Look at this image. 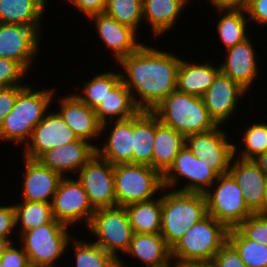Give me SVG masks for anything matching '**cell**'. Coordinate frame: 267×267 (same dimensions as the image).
<instances>
[{"label": "cell", "instance_id": "1", "mask_svg": "<svg viewBox=\"0 0 267 267\" xmlns=\"http://www.w3.org/2000/svg\"><path fill=\"white\" fill-rule=\"evenodd\" d=\"M180 61L171 52L143 44L118 62L126 73H120L121 81L141 111H152L176 90Z\"/></svg>", "mask_w": 267, "mask_h": 267}, {"label": "cell", "instance_id": "2", "mask_svg": "<svg viewBox=\"0 0 267 267\" xmlns=\"http://www.w3.org/2000/svg\"><path fill=\"white\" fill-rule=\"evenodd\" d=\"M49 90H34L26 85L17 95L14 106L0 126V140L15 143L29 142L33 129L48 113L55 95Z\"/></svg>", "mask_w": 267, "mask_h": 267}, {"label": "cell", "instance_id": "3", "mask_svg": "<svg viewBox=\"0 0 267 267\" xmlns=\"http://www.w3.org/2000/svg\"><path fill=\"white\" fill-rule=\"evenodd\" d=\"M152 112L161 123L172 127L184 137L208 132L218 126L210 117L202 97L178 90L164 98Z\"/></svg>", "mask_w": 267, "mask_h": 267}, {"label": "cell", "instance_id": "4", "mask_svg": "<svg viewBox=\"0 0 267 267\" xmlns=\"http://www.w3.org/2000/svg\"><path fill=\"white\" fill-rule=\"evenodd\" d=\"M164 193L160 234L172 249L193 224L207 216V202L202 193L181 192L175 189H168Z\"/></svg>", "mask_w": 267, "mask_h": 267}, {"label": "cell", "instance_id": "5", "mask_svg": "<svg viewBox=\"0 0 267 267\" xmlns=\"http://www.w3.org/2000/svg\"><path fill=\"white\" fill-rule=\"evenodd\" d=\"M117 206L152 200L157 192L165 190L163 175L145 164L123 163L113 165Z\"/></svg>", "mask_w": 267, "mask_h": 267}, {"label": "cell", "instance_id": "6", "mask_svg": "<svg viewBox=\"0 0 267 267\" xmlns=\"http://www.w3.org/2000/svg\"><path fill=\"white\" fill-rule=\"evenodd\" d=\"M229 229L210 215L193 224L171 249V258L211 262L228 241Z\"/></svg>", "mask_w": 267, "mask_h": 267}, {"label": "cell", "instance_id": "7", "mask_svg": "<svg viewBox=\"0 0 267 267\" xmlns=\"http://www.w3.org/2000/svg\"><path fill=\"white\" fill-rule=\"evenodd\" d=\"M31 267H56L72 238L68 226L49 222L20 234Z\"/></svg>", "mask_w": 267, "mask_h": 267}, {"label": "cell", "instance_id": "8", "mask_svg": "<svg viewBox=\"0 0 267 267\" xmlns=\"http://www.w3.org/2000/svg\"><path fill=\"white\" fill-rule=\"evenodd\" d=\"M87 229L97 238L93 242L117 261L121 258L118 252L122 254L128 250L134 234L127 211L122 206L96 209Z\"/></svg>", "mask_w": 267, "mask_h": 267}, {"label": "cell", "instance_id": "9", "mask_svg": "<svg viewBox=\"0 0 267 267\" xmlns=\"http://www.w3.org/2000/svg\"><path fill=\"white\" fill-rule=\"evenodd\" d=\"M213 185L214 187L211 186L204 193L207 202V215L231 229L236 228L246 218L254 214L247 207L241 189L229 172L218 176Z\"/></svg>", "mask_w": 267, "mask_h": 267}, {"label": "cell", "instance_id": "10", "mask_svg": "<svg viewBox=\"0 0 267 267\" xmlns=\"http://www.w3.org/2000/svg\"><path fill=\"white\" fill-rule=\"evenodd\" d=\"M218 174L200 158L196 157L190 149L184 145L178 152L173 164L163 174V186L165 191L167 189L173 190L177 188V182L187 178L189 180L185 185L180 186L176 191L192 192L204 194L213 186L218 178Z\"/></svg>", "mask_w": 267, "mask_h": 267}, {"label": "cell", "instance_id": "11", "mask_svg": "<svg viewBox=\"0 0 267 267\" xmlns=\"http://www.w3.org/2000/svg\"><path fill=\"white\" fill-rule=\"evenodd\" d=\"M67 176L60 180L53 196L51 202L53 217L68 227L84 221L87 228L95 209L77 178Z\"/></svg>", "mask_w": 267, "mask_h": 267}, {"label": "cell", "instance_id": "12", "mask_svg": "<svg viewBox=\"0 0 267 267\" xmlns=\"http://www.w3.org/2000/svg\"><path fill=\"white\" fill-rule=\"evenodd\" d=\"M227 135L218 125L211 131L186 136L185 145L220 176L229 172L237 154V146L230 143Z\"/></svg>", "mask_w": 267, "mask_h": 267}, {"label": "cell", "instance_id": "13", "mask_svg": "<svg viewBox=\"0 0 267 267\" xmlns=\"http://www.w3.org/2000/svg\"><path fill=\"white\" fill-rule=\"evenodd\" d=\"M78 181L96 210L117 206L113 165L97 153L78 171Z\"/></svg>", "mask_w": 267, "mask_h": 267}, {"label": "cell", "instance_id": "14", "mask_svg": "<svg viewBox=\"0 0 267 267\" xmlns=\"http://www.w3.org/2000/svg\"><path fill=\"white\" fill-rule=\"evenodd\" d=\"M39 34L34 27L0 22V57L18 62L29 72L38 56Z\"/></svg>", "mask_w": 267, "mask_h": 267}, {"label": "cell", "instance_id": "15", "mask_svg": "<svg viewBox=\"0 0 267 267\" xmlns=\"http://www.w3.org/2000/svg\"><path fill=\"white\" fill-rule=\"evenodd\" d=\"M76 140L79 138L60 114L51 110L33 129L29 142L24 146L26 149L23 154L27 158L38 159L44 152Z\"/></svg>", "mask_w": 267, "mask_h": 267}, {"label": "cell", "instance_id": "16", "mask_svg": "<svg viewBox=\"0 0 267 267\" xmlns=\"http://www.w3.org/2000/svg\"><path fill=\"white\" fill-rule=\"evenodd\" d=\"M246 93L239 83L219 71L202 98L210 117L221 126L234 115L239 98Z\"/></svg>", "mask_w": 267, "mask_h": 267}, {"label": "cell", "instance_id": "17", "mask_svg": "<svg viewBox=\"0 0 267 267\" xmlns=\"http://www.w3.org/2000/svg\"><path fill=\"white\" fill-rule=\"evenodd\" d=\"M23 159L25 174L22 182V200L51 203L63 177L44 166L38 159L25 156Z\"/></svg>", "mask_w": 267, "mask_h": 267}, {"label": "cell", "instance_id": "18", "mask_svg": "<svg viewBox=\"0 0 267 267\" xmlns=\"http://www.w3.org/2000/svg\"><path fill=\"white\" fill-rule=\"evenodd\" d=\"M90 142L79 139L67 145H60L44 152L38 160L49 169L67 177L66 173L78 171L95 155L96 147Z\"/></svg>", "mask_w": 267, "mask_h": 267}, {"label": "cell", "instance_id": "19", "mask_svg": "<svg viewBox=\"0 0 267 267\" xmlns=\"http://www.w3.org/2000/svg\"><path fill=\"white\" fill-rule=\"evenodd\" d=\"M88 19L94 21L100 40L111 49L116 62L137 51L143 45L136 41L138 34L136 30L117 22L105 13L90 16Z\"/></svg>", "mask_w": 267, "mask_h": 267}, {"label": "cell", "instance_id": "20", "mask_svg": "<svg viewBox=\"0 0 267 267\" xmlns=\"http://www.w3.org/2000/svg\"><path fill=\"white\" fill-rule=\"evenodd\" d=\"M58 113L79 139L92 143L101 135V123L93 109L83 103L75 94L60 98Z\"/></svg>", "mask_w": 267, "mask_h": 267}, {"label": "cell", "instance_id": "21", "mask_svg": "<svg viewBox=\"0 0 267 267\" xmlns=\"http://www.w3.org/2000/svg\"><path fill=\"white\" fill-rule=\"evenodd\" d=\"M251 38L225 50L227 52L224 62L220 64V71L239 83L244 89L252 87L259 73L257 53ZM256 78V79H255Z\"/></svg>", "mask_w": 267, "mask_h": 267}, {"label": "cell", "instance_id": "22", "mask_svg": "<svg viewBox=\"0 0 267 267\" xmlns=\"http://www.w3.org/2000/svg\"><path fill=\"white\" fill-rule=\"evenodd\" d=\"M229 173L236 180L247 207L256 213L263 201V194L267 184V175L253 160L233 158Z\"/></svg>", "mask_w": 267, "mask_h": 267}, {"label": "cell", "instance_id": "23", "mask_svg": "<svg viewBox=\"0 0 267 267\" xmlns=\"http://www.w3.org/2000/svg\"><path fill=\"white\" fill-rule=\"evenodd\" d=\"M112 123L114 126L106 136V142L102 143L103 147H96V153L112 165L132 163L133 117L104 123L101 125V131L104 132L107 125Z\"/></svg>", "mask_w": 267, "mask_h": 267}, {"label": "cell", "instance_id": "24", "mask_svg": "<svg viewBox=\"0 0 267 267\" xmlns=\"http://www.w3.org/2000/svg\"><path fill=\"white\" fill-rule=\"evenodd\" d=\"M126 255L139 259L145 267L171 264V248L159 234L134 233Z\"/></svg>", "mask_w": 267, "mask_h": 267}, {"label": "cell", "instance_id": "25", "mask_svg": "<svg viewBox=\"0 0 267 267\" xmlns=\"http://www.w3.org/2000/svg\"><path fill=\"white\" fill-rule=\"evenodd\" d=\"M211 63H192L181 59L176 90L202 97L220 71V66L214 67Z\"/></svg>", "mask_w": 267, "mask_h": 267}, {"label": "cell", "instance_id": "26", "mask_svg": "<svg viewBox=\"0 0 267 267\" xmlns=\"http://www.w3.org/2000/svg\"><path fill=\"white\" fill-rule=\"evenodd\" d=\"M184 145L185 137L172 127L161 123L156 116L152 168L163 175L173 164L175 157Z\"/></svg>", "mask_w": 267, "mask_h": 267}, {"label": "cell", "instance_id": "27", "mask_svg": "<svg viewBox=\"0 0 267 267\" xmlns=\"http://www.w3.org/2000/svg\"><path fill=\"white\" fill-rule=\"evenodd\" d=\"M189 0H142L143 20L150 23L153 34L162 36L173 29Z\"/></svg>", "mask_w": 267, "mask_h": 267}, {"label": "cell", "instance_id": "28", "mask_svg": "<svg viewBox=\"0 0 267 267\" xmlns=\"http://www.w3.org/2000/svg\"><path fill=\"white\" fill-rule=\"evenodd\" d=\"M101 124L109 121L125 120L138 114V108L132 94L120 81L94 110Z\"/></svg>", "mask_w": 267, "mask_h": 267}, {"label": "cell", "instance_id": "29", "mask_svg": "<svg viewBox=\"0 0 267 267\" xmlns=\"http://www.w3.org/2000/svg\"><path fill=\"white\" fill-rule=\"evenodd\" d=\"M155 130L156 115L152 111H140L133 116L132 163L152 167Z\"/></svg>", "mask_w": 267, "mask_h": 267}, {"label": "cell", "instance_id": "30", "mask_svg": "<svg viewBox=\"0 0 267 267\" xmlns=\"http://www.w3.org/2000/svg\"><path fill=\"white\" fill-rule=\"evenodd\" d=\"M47 0H0V22L34 27L38 32Z\"/></svg>", "mask_w": 267, "mask_h": 267}, {"label": "cell", "instance_id": "31", "mask_svg": "<svg viewBox=\"0 0 267 267\" xmlns=\"http://www.w3.org/2000/svg\"><path fill=\"white\" fill-rule=\"evenodd\" d=\"M134 233L159 234L161 232L162 195L159 199L137 202L125 206Z\"/></svg>", "mask_w": 267, "mask_h": 267}, {"label": "cell", "instance_id": "32", "mask_svg": "<svg viewBox=\"0 0 267 267\" xmlns=\"http://www.w3.org/2000/svg\"><path fill=\"white\" fill-rule=\"evenodd\" d=\"M221 12L225 13L221 15L216 29L226 50L250 38L247 36L246 28L249 20L245 10H221Z\"/></svg>", "mask_w": 267, "mask_h": 267}, {"label": "cell", "instance_id": "33", "mask_svg": "<svg viewBox=\"0 0 267 267\" xmlns=\"http://www.w3.org/2000/svg\"><path fill=\"white\" fill-rule=\"evenodd\" d=\"M14 208L16 226L22 224L19 235L42 224L59 222L53 217L51 203L22 200V203L14 204Z\"/></svg>", "mask_w": 267, "mask_h": 267}, {"label": "cell", "instance_id": "34", "mask_svg": "<svg viewBox=\"0 0 267 267\" xmlns=\"http://www.w3.org/2000/svg\"><path fill=\"white\" fill-rule=\"evenodd\" d=\"M121 81V74L118 72L99 73L90 81H85L82 94L74 93L83 103L95 110L107 94Z\"/></svg>", "mask_w": 267, "mask_h": 267}, {"label": "cell", "instance_id": "35", "mask_svg": "<svg viewBox=\"0 0 267 267\" xmlns=\"http://www.w3.org/2000/svg\"><path fill=\"white\" fill-rule=\"evenodd\" d=\"M71 243L74 244L72 246L76 257L74 267H118V261L95 242H84L72 237L69 245Z\"/></svg>", "mask_w": 267, "mask_h": 267}, {"label": "cell", "instance_id": "36", "mask_svg": "<svg viewBox=\"0 0 267 267\" xmlns=\"http://www.w3.org/2000/svg\"><path fill=\"white\" fill-rule=\"evenodd\" d=\"M228 241L247 267H267L266 245L246 238L237 228L229 229Z\"/></svg>", "mask_w": 267, "mask_h": 267}, {"label": "cell", "instance_id": "37", "mask_svg": "<svg viewBox=\"0 0 267 267\" xmlns=\"http://www.w3.org/2000/svg\"><path fill=\"white\" fill-rule=\"evenodd\" d=\"M104 13L137 31L143 21L142 0H106Z\"/></svg>", "mask_w": 267, "mask_h": 267}, {"label": "cell", "instance_id": "38", "mask_svg": "<svg viewBox=\"0 0 267 267\" xmlns=\"http://www.w3.org/2000/svg\"><path fill=\"white\" fill-rule=\"evenodd\" d=\"M243 142L245 149H241L240 159L252 160L257 155L267 151V123H257L244 130Z\"/></svg>", "mask_w": 267, "mask_h": 267}, {"label": "cell", "instance_id": "39", "mask_svg": "<svg viewBox=\"0 0 267 267\" xmlns=\"http://www.w3.org/2000/svg\"><path fill=\"white\" fill-rule=\"evenodd\" d=\"M246 238L267 246V216L252 214L236 227Z\"/></svg>", "mask_w": 267, "mask_h": 267}, {"label": "cell", "instance_id": "40", "mask_svg": "<svg viewBox=\"0 0 267 267\" xmlns=\"http://www.w3.org/2000/svg\"><path fill=\"white\" fill-rule=\"evenodd\" d=\"M26 74L28 72L18 62L0 57V88L21 85Z\"/></svg>", "mask_w": 267, "mask_h": 267}, {"label": "cell", "instance_id": "41", "mask_svg": "<svg viewBox=\"0 0 267 267\" xmlns=\"http://www.w3.org/2000/svg\"><path fill=\"white\" fill-rule=\"evenodd\" d=\"M211 262L213 267H247L229 241L217 251Z\"/></svg>", "mask_w": 267, "mask_h": 267}, {"label": "cell", "instance_id": "42", "mask_svg": "<svg viewBox=\"0 0 267 267\" xmlns=\"http://www.w3.org/2000/svg\"><path fill=\"white\" fill-rule=\"evenodd\" d=\"M10 243L4 251L3 256L0 258L2 267H31L28 256L23 250Z\"/></svg>", "mask_w": 267, "mask_h": 267}, {"label": "cell", "instance_id": "43", "mask_svg": "<svg viewBox=\"0 0 267 267\" xmlns=\"http://www.w3.org/2000/svg\"><path fill=\"white\" fill-rule=\"evenodd\" d=\"M16 228L14 205H0V239L12 241L10 235ZM13 232V233H12ZM11 238V239H10Z\"/></svg>", "mask_w": 267, "mask_h": 267}, {"label": "cell", "instance_id": "44", "mask_svg": "<svg viewBox=\"0 0 267 267\" xmlns=\"http://www.w3.org/2000/svg\"><path fill=\"white\" fill-rule=\"evenodd\" d=\"M26 85H16L8 88H0V126L4 118L9 114L14 106L17 95Z\"/></svg>", "mask_w": 267, "mask_h": 267}, {"label": "cell", "instance_id": "45", "mask_svg": "<svg viewBox=\"0 0 267 267\" xmlns=\"http://www.w3.org/2000/svg\"><path fill=\"white\" fill-rule=\"evenodd\" d=\"M245 11L249 21L267 25V0H248Z\"/></svg>", "mask_w": 267, "mask_h": 267}, {"label": "cell", "instance_id": "46", "mask_svg": "<svg viewBox=\"0 0 267 267\" xmlns=\"http://www.w3.org/2000/svg\"><path fill=\"white\" fill-rule=\"evenodd\" d=\"M75 8L79 9L87 20L90 16L104 13L106 0H68Z\"/></svg>", "mask_w": 267, "mask_h": 267}, {"label": "cell", "instance_id": "47", "mask_svg": "<svg viewBox=\"0 0 267 267\" xmlns=\"http://www.w3.org/2000/svg\"><path fill=\"white\" fill-rule=\"evenodd\" d=\"M210 3L217 8V11L221 10H245L248 0H209Z\"/></svg>", "mask_w": 267, "mask_h": 267}, {"label": "cell", "instance_id": "48", "mask_svg": "<svg viewBox=\"0 0 267 267\" xmlns=\"http://www.w3.org/2000/svg\"><path fill=\"white\" fill-rule=\"evenodd\" d=\"M171 266L172 267H213L212 262L201 261V260H183V259H177V258H171Z\"/></svg>", "mask_w": 267, "mask_h": 267}, {"label": "cell", "instance_id": "49", "mask_svg": "<svg viewBox=\"0 0 267 267\" xmlns=\"http://www.w3.org/2000/svg\"><path fill=\"white\" fill-rule=\"evenodd\" d=\"M252 160L267 175V151L265 153H262V154L257 155Z\"/></svg>", "mask_w": 267, "mask_h": 267}, {"label": "cell", "instance_id": "50", "mask_svg": "<svg viewBox=\"0 0 267 267\" xmlns=\"http://www.w3.org/2000/svg\"><path fill=\"white\" fill-rule=\"evenodd\" d=\"M256 214L267 216V184L264 190L261 208L256 212Z\"/></svg>", "mask_w": 267, "mask_h": 267}, {"label": "cell", "instance_id": "51", "mask_svg": "<svg viewBox=\"0 0 267 267\" xmlns=\"http://www.w3.org/2000/svg\"><path fill=\"white\" fill-rule=\"evenodd\" d=\"M13 241H7L5 239H0V258L3 256L5 249L7 246Z\"/></svg>", "mask_w": 267, "mask_h": 267}, {"label": "cell", "instance_id": "52", "mask_svg": "<svg viewBox=\"0 0 267 267\" xmlns=\"http://www.w3.org/2000/svg\"><path fill=\"white\" fill-rule=\"evenodd\" d=\"M118 267H127L124 265V262H122L121 258L118 260ZM158 267H172L171 264L166 266H158Z\"/></svg>", "mask_w": 267, "mask_h": 267}]
</instances>
